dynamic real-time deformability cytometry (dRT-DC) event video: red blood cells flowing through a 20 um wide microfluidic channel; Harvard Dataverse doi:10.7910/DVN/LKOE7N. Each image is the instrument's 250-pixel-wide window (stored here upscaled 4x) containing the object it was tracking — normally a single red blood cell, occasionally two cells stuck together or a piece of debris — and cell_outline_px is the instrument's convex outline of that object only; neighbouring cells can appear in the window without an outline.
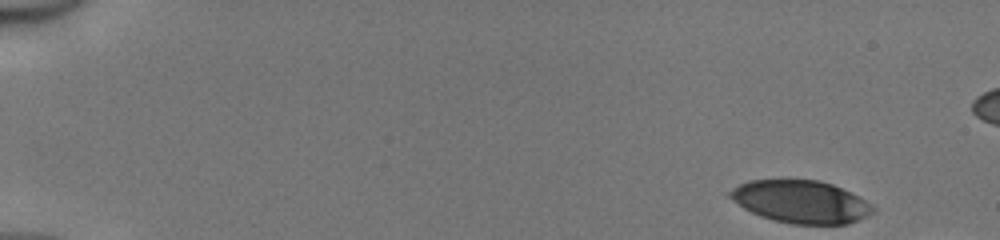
{"species": "human", "species_latin": "Homo sapiens", "temperature_condition": "cold", "stored_images_in_passage": 44, "camera_frame_rate_fps": 3000, "um_per_image_px": 0.085, "donor": {"sex": "male"}, "frame": {"image": 1, "passage_image": 1, "time_ms": 0.0, "image_size_px": [1000, 240], "cell_outline_px": [[876, 212], [848, 224], [792, 224], [772, 220], [760, 216], [744, 208], [724, 196], [724, 192], [748, 180], [820, 180], [832, 184], [864, 200], [876, 208]], "centroid_in_image_um": [68.0, 17.15], "position_along_channel_um": 17.0, "area_um2": 35.66}}
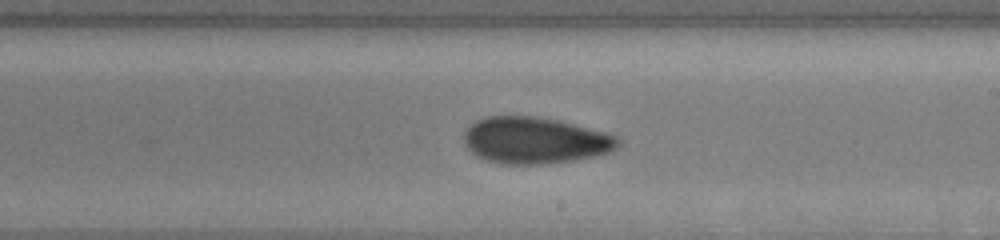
{"frame": {"image": 2, "passage_image": 28, "time_ms": 9.0, "image_size_px": [1000, 240], "cell_outline_px": [[620, 144], [612, 152], [572, 160], [544, 164], [500, 164], [476, 156], [464, 144], [464, 128], [476, 120], [484, 116], [540, 116], [560, 120], [620, 136]], "centroid_in_image_um": [45.46, 11.92], "position_along_channel_um": 243.5, "area_um2": 42.25}}
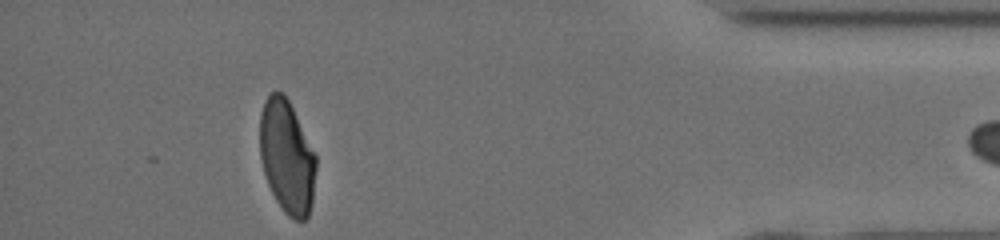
{"frame": {"image": 3, "passage_image": 43, "time_ms": 14.0, "image_size_px": [1000, 240], "cell_outline_px": [[316, 168], [312, 204], [308, 216], [304, 220], [292, 220], [284, 212], [276, 200], [268, 184], [264, 172], [260, 156], [260, 112], [264, 100], [276, 88], [288, 100], [316, 156]], "centroid_in_image_um": [24.38, 13.34], "position_along_channel_um": 410.8, "area_um2": 36.93}}